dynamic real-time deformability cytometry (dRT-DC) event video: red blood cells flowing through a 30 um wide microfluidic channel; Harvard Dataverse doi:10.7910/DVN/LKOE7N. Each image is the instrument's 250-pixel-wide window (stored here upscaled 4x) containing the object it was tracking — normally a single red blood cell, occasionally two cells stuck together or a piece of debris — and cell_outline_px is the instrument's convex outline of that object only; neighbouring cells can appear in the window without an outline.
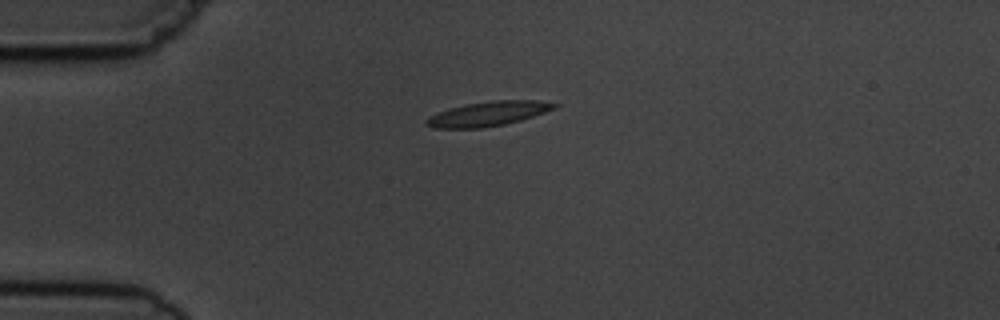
{"species": "common noctule bat (a hibernating species)", "species_latin": "Nyctalus noctula", "temperature_condition": "cold", "stored_images_in_passage": 7, "camera_frame_rate_fps": 3000, "um_per_image_px": 0.085, "animal": {"sex": "male", "body_mass_g": 19.5, "forearm_length_mm": 54.6}, "frame": {"image": 1, "passage_image": 1, "time_ms": 0.0, "image_size_px": [1000, 320], "cell_outline_px": [[560, 104], [556, 108], [520, 120], [504, 124], [484, 128], [432, 128], [424, 124], [424, 120], [428, 116], [448, 108], [464, 104], [492, 100], [536, 100]], "centroid_in_image_um": [41.43, 9.67], "position_along_channel_um": 43.6, "area_um2": 18.44}}
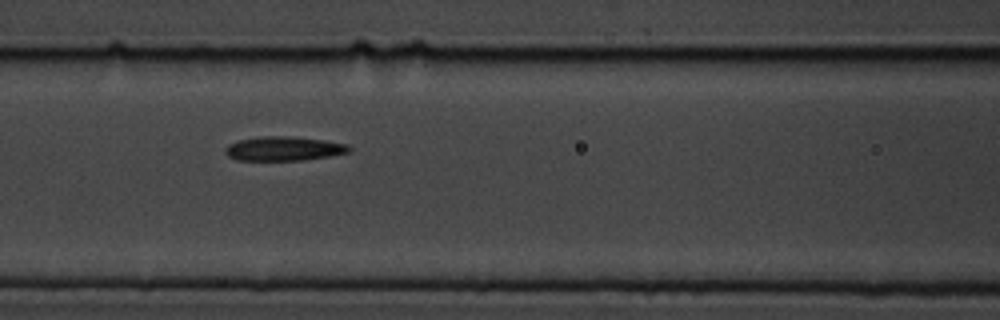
{"frame": {"image": 2, "passage_image": 4, "time_ms": 3.333, "image_size_px": [1000, 320], "cell_outline_px": [[352, 148], [348, 152], [332, 156], [304, 160], [236, 160], [228, 156], [224, 152], [224, 148], [228, 144], [236, 140], [260, 136], [292, 136], [324, 140], [348, 144]], "centroid_in_image_um": [24.1, 12.63], "position_along_channel_um": 142.5, "area_um2": 17.74}}
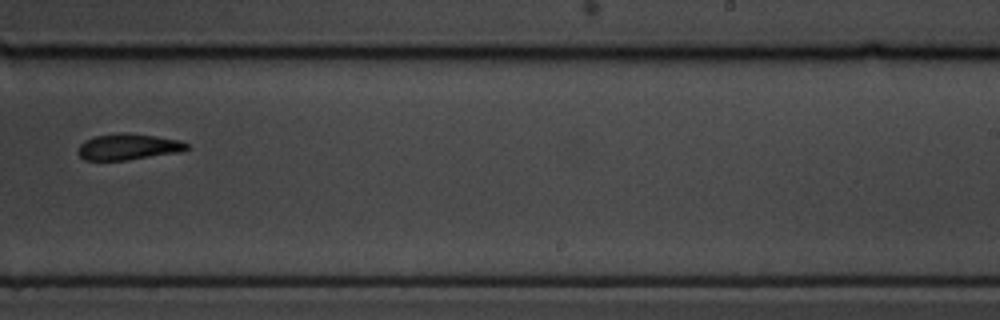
{"frame": {"image": 3, "passage_image": 7, "time_ms": 7.0, "image_size_px": [1000, 320], "cell_outline_px": [[192, 148], [184, 152], [128, 160], [84, 160], [76, 152], [76, 148], [84, 140], [96, 136], [120, 132], [124, 132], [156, 136], [180, 140], [188, 144]], "centroid_in_image_um": [10.93, 12.48], "position_along_channel_um": 278.1, "area_um2": 16.99}}